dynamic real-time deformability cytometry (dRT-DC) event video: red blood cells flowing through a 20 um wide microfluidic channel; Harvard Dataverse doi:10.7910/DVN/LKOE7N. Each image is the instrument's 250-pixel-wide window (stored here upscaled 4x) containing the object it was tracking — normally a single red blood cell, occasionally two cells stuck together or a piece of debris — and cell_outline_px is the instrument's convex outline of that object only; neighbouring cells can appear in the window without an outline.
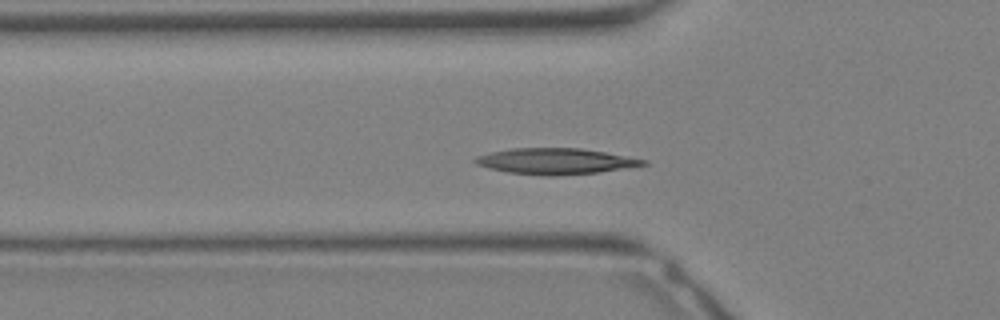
{"species": "Egyptian fruit bat (a non-hibernating species)", "species_latin": "Rousettus aegyptiacus", "temperature_condition": "warm", "stored_images_in_passage": 9, "camera_frame_rate_fps": 3000, "um_per_image_px": 0.085, "animal": {"sex": "female"}, "frame": {"image": 1, "passage_image": 8, "time_ms": 2.333, "image_size_px": [1000, 320], "cell_outline_px": [[648, 164], [600, 172], [552, 176], [544, 176], [508, 172], [488, 168], [476, 164], [472, 160], [476, 156], [488, 152], [512, 148], [580, 148], [604, 152], [648, 160]], "centroid_in_image_um": [47.17, 13.7], "position_along_channel_um": 78.6, "area_um2": 25.43}}